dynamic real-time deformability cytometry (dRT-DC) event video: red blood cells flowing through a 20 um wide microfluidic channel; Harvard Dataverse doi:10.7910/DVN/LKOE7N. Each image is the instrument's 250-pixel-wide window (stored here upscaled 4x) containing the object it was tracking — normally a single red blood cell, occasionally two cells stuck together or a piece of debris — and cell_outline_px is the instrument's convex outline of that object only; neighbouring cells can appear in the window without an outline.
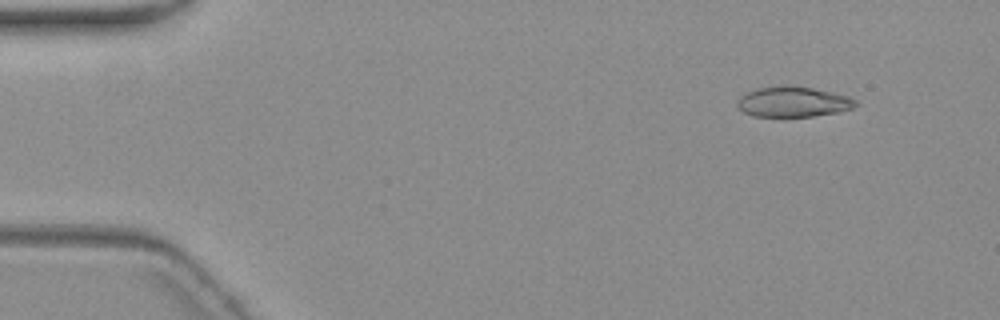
{"species": "common noctule bat (a hibernating species)", "species_latin": "Nyctalus noctula", "temperature_condition": "warm", "stored_images_in_passage": 4, "camera_frame_rate_fps": 3000, "um_per_image_px": 0.085, "animal": {"sex": "female", "body_mass_g": 19.3, "forearm_length_mm": 54.1}, "frame": {"image": 1, "passage_image": 2, "time_ms": 1.0, "image_size_px": [1000, 320], "cell_outline_px": [[856, 104], [852, 108], [836, 112], [812, 116], [752, 116], [744, 112], [736, 104], [736, 100], [740, 96], [756, 88], [812, 88], [832, 92], [848, 96], [856, 100]], "centroid_in_image_um": [67.4, 8.69], "position_along_channel_um": 17.6, "area_um2": 20.06}}